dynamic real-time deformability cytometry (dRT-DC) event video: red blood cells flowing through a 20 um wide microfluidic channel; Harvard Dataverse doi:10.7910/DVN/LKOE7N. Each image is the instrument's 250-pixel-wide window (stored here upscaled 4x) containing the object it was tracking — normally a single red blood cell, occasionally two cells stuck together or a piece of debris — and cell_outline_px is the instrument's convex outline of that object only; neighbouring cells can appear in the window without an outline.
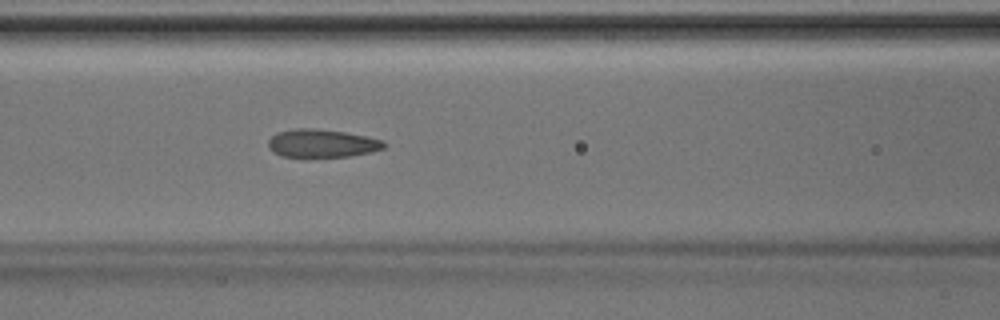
{"species": "Egyptian fruit bat (a non-hibernating species)", "species_latin": "Rousettus aegyptiacus", "temperature_condition": "room temperature", "stored_images_in_passage": 33, "camera_frame_rate_fps": 3000, "um_per_image_px": 0.085, "animal": {"sex": "male"}, "frame": {"image": 1, "passage_image": 10, "time_ms": 3.0, "image_size_px": [1000, 320], "cell_outline_px": [[388, 144], [384, 148], [372, 152], [348, 156], [304, 160], [280, 156], [272, 152], [268, 148], [268, 140], [276, 132], [300, 128], [308, 128], [344, 132], [368, 136], [384, 140]], "centroid_in_image_um": [27.34, 12.24], "position_along_channel_um": 139.3, "area_um2": 19.88}}
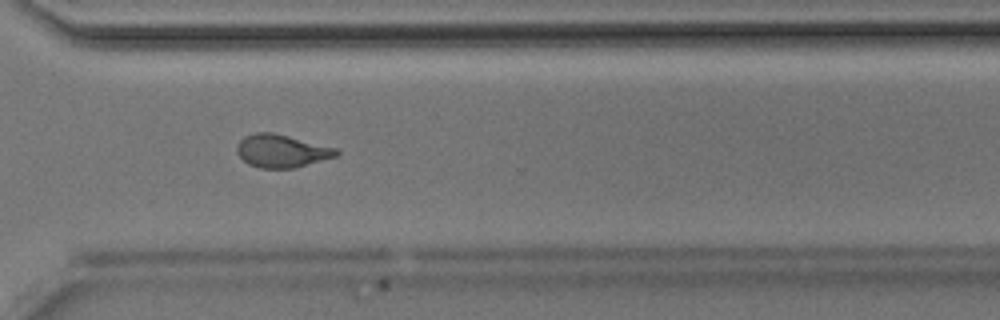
{"frame": {"image": 2, "passage_image": 24, "time_ms": 7.667, "image_size_px": [1000, 320], "cell_outline_px": [[340, 152], [336, 156], [292, 168], [260, 168], [248, 164], [236, 152], [236, 144], [244, 136], [256, 132], [272, 132], [336, 148]], "centroid_in_image_um": [23.88, 12.82], "position_along_channel_um": 346.7, "area_um2": 18.84}}